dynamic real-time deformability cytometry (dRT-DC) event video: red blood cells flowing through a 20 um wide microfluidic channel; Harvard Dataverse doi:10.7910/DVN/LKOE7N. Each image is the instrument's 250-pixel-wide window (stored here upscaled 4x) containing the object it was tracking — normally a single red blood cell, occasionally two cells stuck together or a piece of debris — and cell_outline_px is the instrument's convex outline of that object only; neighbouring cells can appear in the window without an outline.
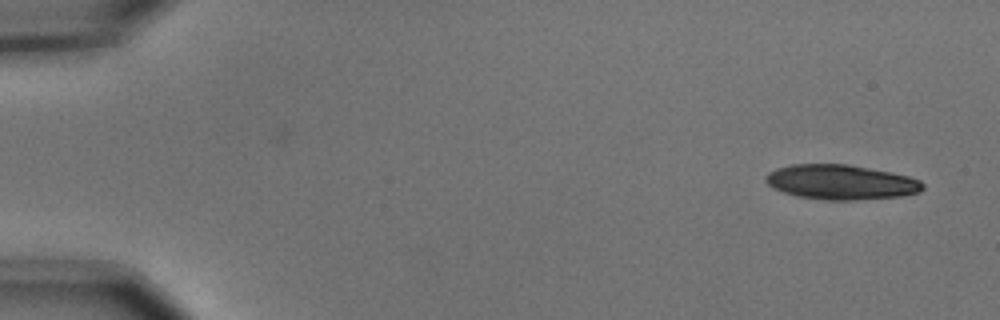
{"species": "common noctule bat (a hibernating species)", "species_latin": "Nyctalus noctula", "temperature_condition": "cold", "stored_images_in_passage": 4, "camera_frame_rate_fps": 3000, "um_per_image_px": 0.085, "animal": {"sex": "male", "body_mass_g": 15.6}, "frame": {"image": 1, "passage_image": 1, "time_ms": 0.0, "image_size_px": [1000, 320], "cell_outline_px": [[924, 188], [920, 192], [900, 196], [856, 200], [824, 200], [796, 196], [784, 192], [768, 184], [764, 180], [764, 176], [768, 172], [776, 168], [792, 164], [848, 164], [892, 172], [908, 176], [920, 180], [924, 184]], "centroid_in_image_um": [71.48, 15.48], "position_along_channel_um": 13.5, "area_um2": 31.96}}